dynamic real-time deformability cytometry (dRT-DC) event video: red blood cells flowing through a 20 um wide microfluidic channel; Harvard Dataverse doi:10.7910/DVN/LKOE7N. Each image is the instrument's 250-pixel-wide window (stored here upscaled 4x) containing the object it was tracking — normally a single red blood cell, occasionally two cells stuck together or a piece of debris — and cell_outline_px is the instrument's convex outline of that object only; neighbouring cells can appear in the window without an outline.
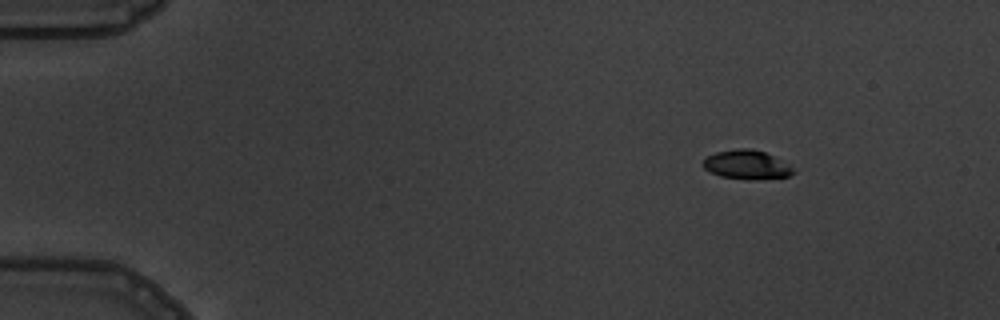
{"species": "common noctule bat (a hibernating species)", "species_latin": "Nyctalus noctula", "temperature_condition": "warm", "stored_images_in_passage": 4, "camera_frame_rate_fps": 3000, "um_per_image_px": 0.085, "animal": {"sex": "male", "body_mass_g": 19.5, "forearm_length_mm": 54.6}, "frame": {"image": 1, "passage_image": 1, "time_ms": 0.0, "image_size_px": [1000, 320], "cell_outline_px": [[796, 172], [788, 176], [748, 180], [720, 176], [704, 168], [700, 164], [708, 156], [716, 152], [736, 148], [752, 148], [764, 152], [772, 156], [792, 168]], "centroid_in_image_um": [63.41, 13.99], "position_along_channel_um": 21.6, "area_um2": 15.03}}
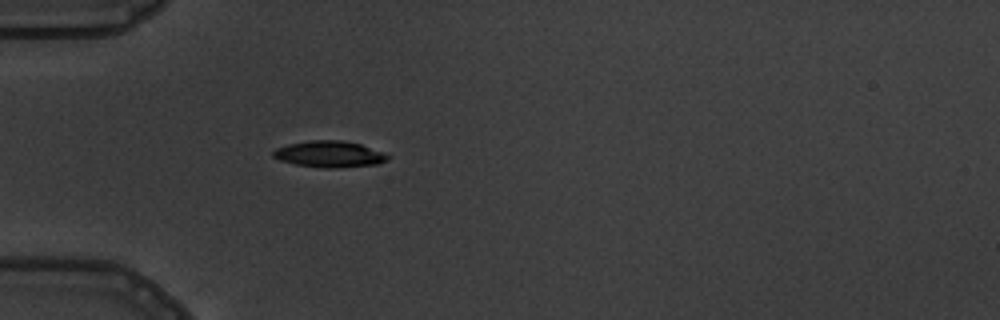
{"frame": {"image": 2, "passage_image": 4, "time_ms": 3.333, "image_size_px": [1000, 320], "cell_outline_px": [[392, 156], [388, 160], [376, 164], [332, 168], [328, 168], [296, 164], [280, 160], [272, 156], [272, 152], [276, 148], [288, 144], [308, 140], [340, 140], [360, 144], [384, 152]], "centroid_in_image_um": [28.01, 13.09], "position_along_channel_um": 57.0, "area_um2": 17.51}}